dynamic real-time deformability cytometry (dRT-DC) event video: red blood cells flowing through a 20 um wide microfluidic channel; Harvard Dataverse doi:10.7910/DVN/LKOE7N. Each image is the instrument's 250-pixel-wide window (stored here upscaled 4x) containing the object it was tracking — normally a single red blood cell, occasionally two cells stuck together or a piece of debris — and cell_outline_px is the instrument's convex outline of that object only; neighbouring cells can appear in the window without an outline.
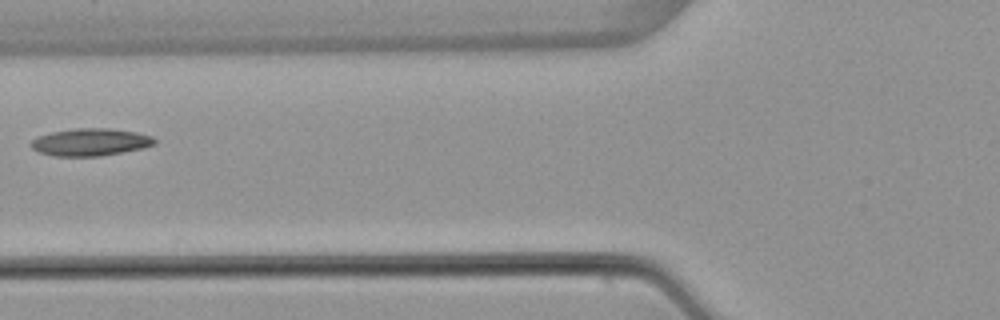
{"species": "common noctule bat (a hibernating species)", "species_latin": "Nyctalus noctula", "temperature_condition": "warm", "stored_images_in_passage": 7, "camera_frame_rate_fps": 3000, "um_per_image_px": 0.085, "animal": {"sex": "female", "body_mass_g": 22.7, "forearm_length_mm": 54.2}, "frame": {"image": 1, "passage_image": 6, "time_ms": 6.333, "image_size_px": [1000, 320], "cell_outline_px": [[156, 144], [144, 148], [100, 156], [52, 156], [40, 152], [32, 148], [28, 144], [32, 140], [40, 136], [52, 132], [76, 128], [108, 128], [136, 132], [152, 136], [156, 140]], "centroid_in_image_um": [7.7, 12.08], "position_along_channel_um": 118.1, "area_um2": 19.71}}
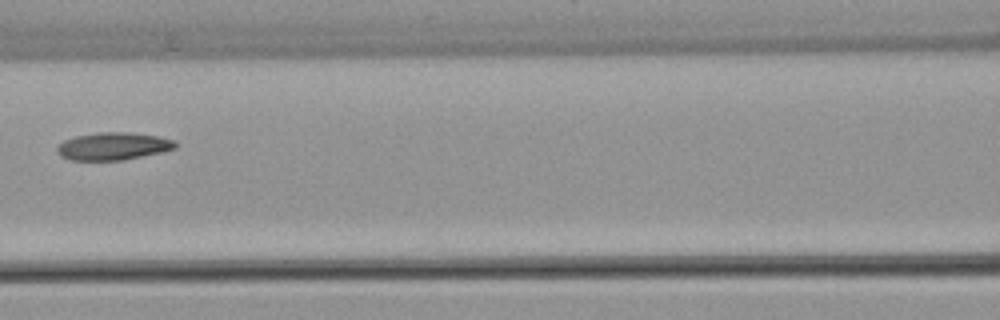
{"frame": {"image": 2, "passage_image": 7, "time_ms": 7.333, "image_size_px": [1000, 320], "cell_outline_px": [[176, 148], [160, 152], [124, 160], [72, 160], [60, 156], [56, 152], [56, 148], [64, 140], [76, 136], [100, 132], [128, 132], [156, 136], [176, 140]], "centroid_in_image_um": [9.6, 12.43], "position_along_channel_um": 157.0, "area_um2": 18.9}}